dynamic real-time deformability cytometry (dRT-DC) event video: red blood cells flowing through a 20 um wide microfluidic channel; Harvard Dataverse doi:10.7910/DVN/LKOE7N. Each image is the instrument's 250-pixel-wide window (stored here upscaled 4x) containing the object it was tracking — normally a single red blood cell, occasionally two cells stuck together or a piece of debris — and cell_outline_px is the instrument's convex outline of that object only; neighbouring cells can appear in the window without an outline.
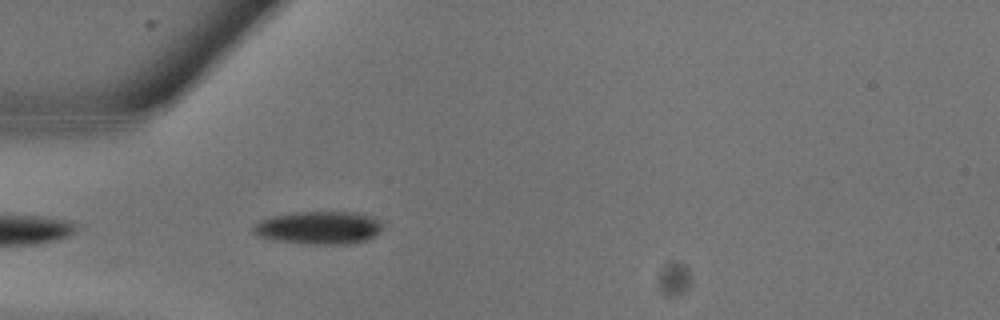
{"species": "common noctule bat (a hibernating species)", "species_latin": "Nyctalus noctula", "temperature_condition": "warm", "stored_images_in_passage": 8, "camera_frame_rate_fps": 3000, "um_per_image_px": 0.085, "animal": {"sex": "male", "body_mass_g": 13.3}, "frame": {"image": 1, "passage_image": 8, "time_ms": 2.333, "image_size_px": [1000, 320], "cell_outline_px": [[384, 224], [380, 232], [376, 236], [368, 240], [352, 244], [308, 244], [276, 240], [260, 236], [252, 232], [252, 224], [260, 220], [272, 216], [296, 212], [356, 212], [372, 216], [384, 220]], "centroid_in_image_um": [27.18, 19.35], "position_along_channel_um": 57.8, "area_um2": 25.26}}